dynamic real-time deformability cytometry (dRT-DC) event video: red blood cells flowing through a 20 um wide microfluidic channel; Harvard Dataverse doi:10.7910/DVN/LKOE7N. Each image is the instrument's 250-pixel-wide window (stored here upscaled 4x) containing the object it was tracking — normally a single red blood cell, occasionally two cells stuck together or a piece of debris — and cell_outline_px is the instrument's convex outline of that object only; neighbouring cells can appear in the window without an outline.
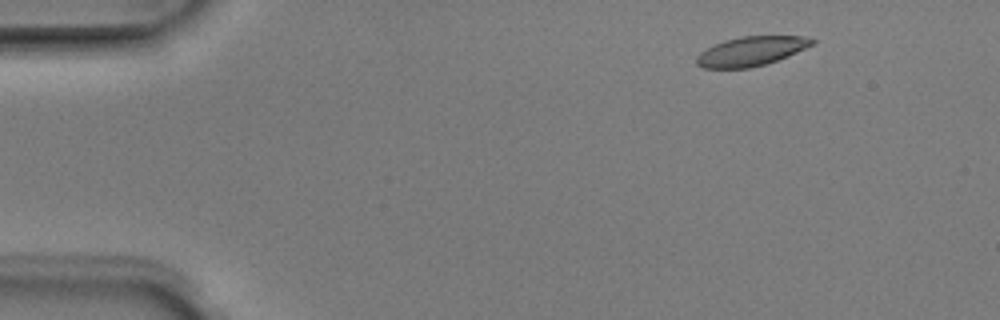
{"species": "Egyptian fruit bat (a non-hibernating species)", "species_latin": "Rousettus aegyptiacus", "temperature_condition": "room temperature", "stored_images_in_passage": 7, "camera_frame_rate_fps": 3000, "um_per_image_px": 0.085, "animal": {"sex": "male"}, "frame": {"image": 1, "passage_image": 2, "time_ms": 0.333, "image_size_px": [1000, 320], "cell_outline_px": [[816, 44], [788, 56], [764, 64], [748, 68], [704, 68], [696, 64], [696, 56], [700, 52], [724, 40], [744, 36], [804, 36], [816, 40]], "centroid_in_image_um": [63.87, 4.35], "position_along_channel_um": 21.1, "area_um2": 19.65}}
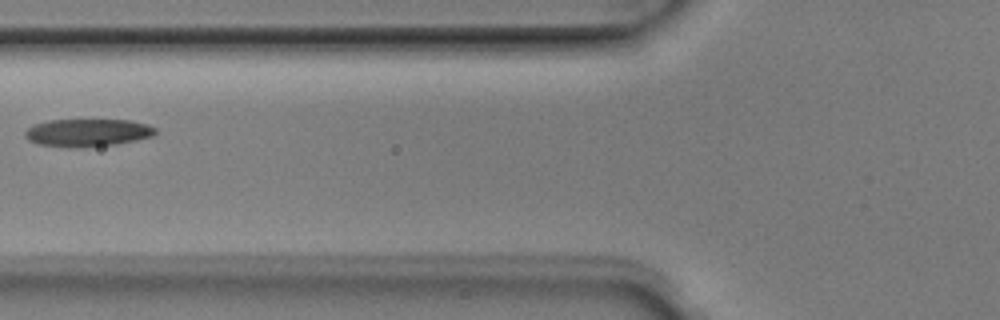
{"frame": {"image": 2, "passage_image": 6, "time_ms": 1.667, "image_size_px": [1000, 320], "cell_outline_px": [[156, 132], [152, 136], [136, 140], [116, 144], [80, 148], [68, 148], [40, 144], [28, 140], [24, 136], [24, 132], [28, 128], [36, 124], [48, 120], [128, 120], [148, 124], [156, 128]], "centroid_in_image_um": [7.44, 11.28], "position_along_channel_um": 118.4, "area_um2": 21.1}}
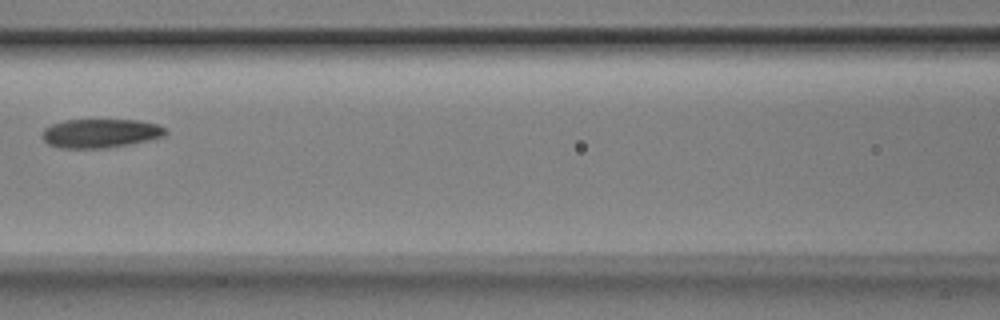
{"frame": {"image": 3, "passage_image": 7, "time_ms": 2.0, "image_size_px": [1000, 320], "cell_outline_px": [[168, 132], [164, 136], [148, 140], [128, 144], [104, 148], [60, 148], [48, 144], [40, 136], [44, 128], [52, 124], [64, 120], [140, 120], [156, 124], [168, 128]], "centroid_in_image_um": [8.53, 11.32], "position_along_channel_um": 158.1, "area_um2": 20.87}}